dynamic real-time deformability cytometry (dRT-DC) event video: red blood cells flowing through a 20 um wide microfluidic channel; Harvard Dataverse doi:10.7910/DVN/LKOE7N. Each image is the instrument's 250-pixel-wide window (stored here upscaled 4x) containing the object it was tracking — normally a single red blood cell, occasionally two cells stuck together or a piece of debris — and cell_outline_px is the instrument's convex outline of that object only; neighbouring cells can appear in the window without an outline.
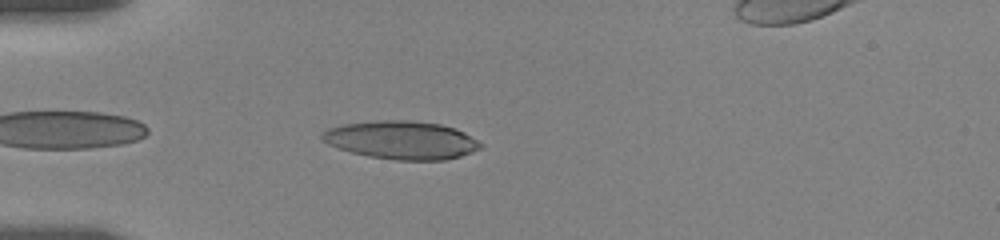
{"species": "human", "species_latin": "Homo sapiens", "temperature_condition": "room temperature", "stored_images_in_passage": 6, "camera_frame_rate_fps": 3000, "um_per_image_px": 0.085, "donor": {"sex": "female"}, "frame": {"image": 1, "passage_image": 1, "time_ms": 0.0, "image_size_px": [1000, 240], "cell_outline_px": [[484, 144], [480, 148], [472, 152], [460, 156], [444, 160], [396, 160], [368, 156], [352, 152], [328, 144], [320, 140], [320, 132], [328, 128], [344, 124], [384, 120], [408, 120], [440, 124], [456, 128], [464, 132]], "centroid_in_image_um": [34.12, 11.9], "position_along_channel_um": 50.9, "area_um2": 35.26}}
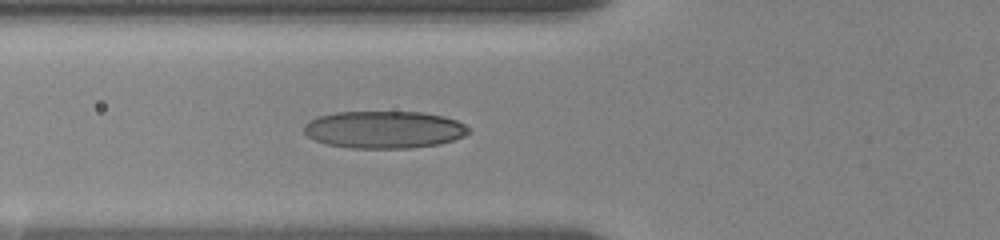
{"frame": {"image": 2, "passage_image": 3, "time_ms": 1.667, "image_size_px": [1000, 240], "cell_outline_px": [[472, 132], [464, 136], [440, 144], [408, 148], [352, 148], [328, 144], [316, 140], [308, 136], [304, 132], [304, 124], [308, 120], [316, 116], [336, 112], [424, 112], [444, 116], [456, 120], [464, 124]], "centroid_in_image_um": [32.65, 11.01], "position_along_channel_um": 93.1, "area_um2": 35.95}}
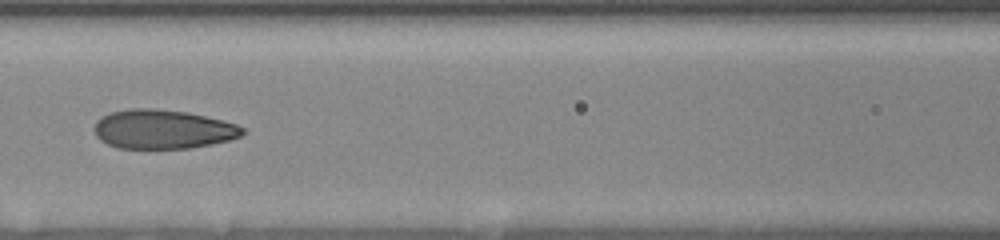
{"frame": {"image": 3, "passage_image": 5, "time_ms": 3.333, "image_size_px": [1000, 240], "cell_outline_px": [[248, 132], [240, 136], [228, 140], [212, 144], [192, 148], [120, 148], [108, 144], [100, 140], [96, 136], [92, 128], [96, 120], [108, 112], [132, 108], [152, 108], [188, 112], [236, 124], [244, 128]], "centroid_in_image_um": [13.81, 10.98], "position_along_channel_um": 152.8, "area_um2": 33.99}}